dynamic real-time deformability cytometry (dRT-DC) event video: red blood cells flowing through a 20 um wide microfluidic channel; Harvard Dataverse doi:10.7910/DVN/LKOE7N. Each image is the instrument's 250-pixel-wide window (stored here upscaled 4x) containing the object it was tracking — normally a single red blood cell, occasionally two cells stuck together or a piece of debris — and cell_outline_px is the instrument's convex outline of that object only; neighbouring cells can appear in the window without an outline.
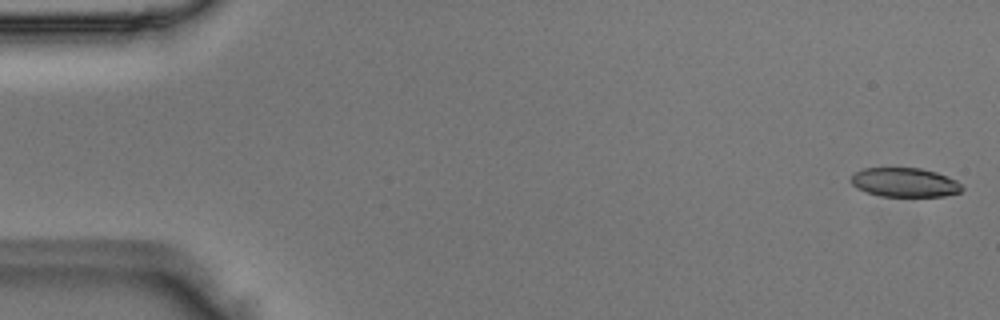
{"species": "Egyptian fruit bat (a non-hibernating species)", "species_latin": "Rousettus aegyptiacus", "temperature_condition": "room temperature", "stored_images_in_passage": 49, "camera_frame_rate_fps": 3000, "um_per_image_px": 0.085, "animal": {"sex": "male"}, "frame": {"image": 1, "passage_image": 1, "time_ms": 0.0, "image_size_px": [1000, 320], "cell_outline_px": [[964, 188], [960, 192], [944, 196], [880, 196], [856, 188], [852, 184], [852, 176], [856, 172], [864, 168], [920, 168], [936, 172], [948, 176], [956, 180]], "centroid_in_image_um": [76.93, 15.5], "position_along_channel_um": 8.1, "area_um2": 18.73}}
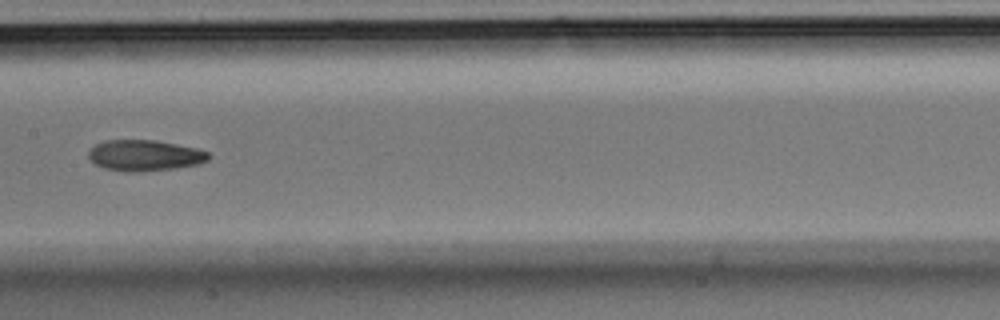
{"frame": {"image": 2, "passage_image": 25, "time_ms": 8.0, "image_size_px": [1000, 320], "cell_outline_px": [[212, 156], [208, 160], [200, 164], [176, 168], [136, 172], [128, 172], [104, 168], [96, 164], [88, 156], [88, 152], [96, 144], [104, 140], [156, 140], [196, 148], [208, 152]], "centroid_in_image_um": [12.33, 13.21], "position_along_channel_um": 195.1, "area_um2": 21.68}}
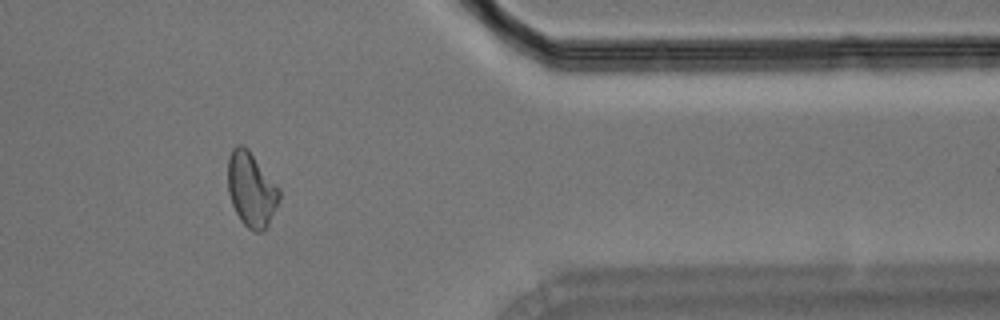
{"frame": {"image": 3, "passage_image": 41, "time_ms": 13.333, "image_size_px": [1000, 320], "cell_outline_px": [[280, 200], [268, 224], [260, 232], [256, 232], [248, 228], [240, 220], [232, 204], [228, 192], [228, 156], [232, 148], [236, 144], [244, 144], [248, 148], [280, 188]], "centroid_in_image_um": [21.36, 16.06], "position_along_channel_um": 390.0, "area_um2": 22.48}}